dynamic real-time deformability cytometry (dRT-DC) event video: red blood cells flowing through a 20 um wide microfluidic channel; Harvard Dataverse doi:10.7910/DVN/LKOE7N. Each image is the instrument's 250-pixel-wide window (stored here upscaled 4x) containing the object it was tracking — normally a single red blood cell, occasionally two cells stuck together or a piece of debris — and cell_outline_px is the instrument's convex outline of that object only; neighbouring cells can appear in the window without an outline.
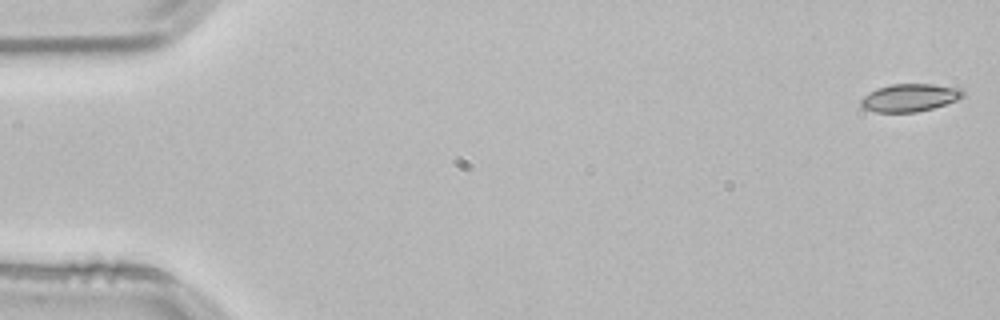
{"species": "common noctule bat (a hibernating species)", "species_latin": "Nyctalus noctula", "temperature_condition": "room temperature", "stored_images_in_passage": 53, "camera_frame_rate_fps": 3000, "um_per_image_px": 0.085, "animal": {"sex": "male", "body_mass_g": 21.5, "forearm_length_mm": 52.0}, "frame": {"image": 1, "passage_image": 1, "time_ms": 0.0, "image_size_px": [1000, 320], "cell_outline_px": [[964, 96], [956, 100], [932, 108], [916, 112], [876, 112], [864, 108], [860, 104], [860, 100], [868, 92], [876, 88], [892, 84], [932, 84], [964, 88]], "centroid_in_image_um": [77.33, 8.29], "position_along_channel_um": 7.7, "area_um2": 16.53}}
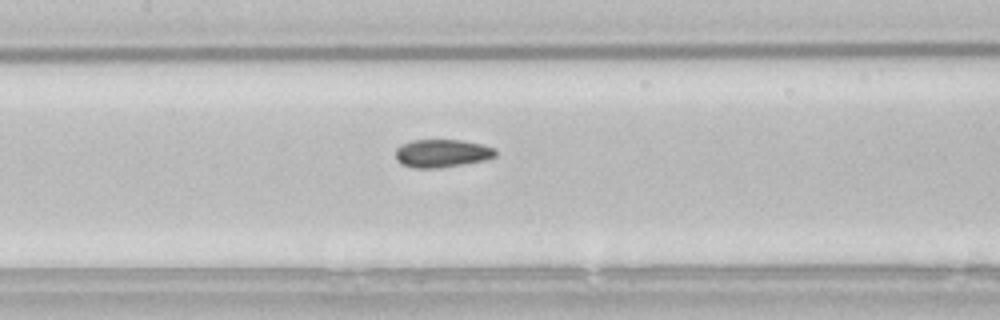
{"frame": {"image": 2, "passage_image": 25, "time_ms": 8.0, "image_size_px": [1000, 320], "cell_outline_px": [[496, 156], [484, 160], [464, 164], [440, 168], [412, 168], [400, 164], [396, 160], [396, 148], [412, 140], [464, 140], [480, 144], [492, 148], [496, 152]], "centroid_in_image_um": [37.53, 13.04], "position_along_channel_um": 169.9, "area_um2": 16.3}}
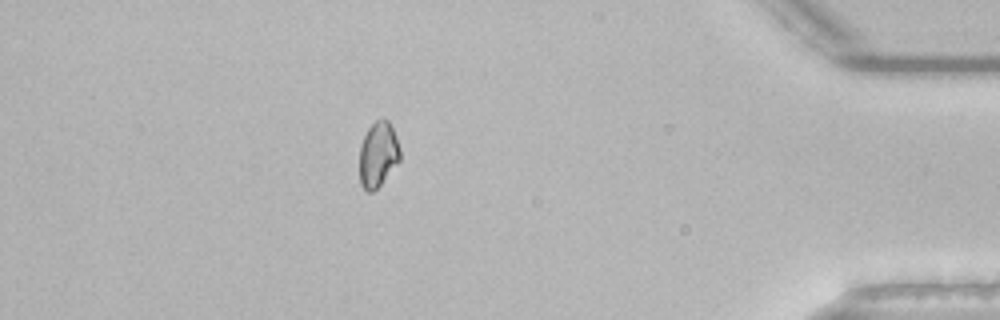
{"frame": {"image": 3, "passage_image": 47, "time_ms": 15.333, "image_size_px": [1000, 320], "cell_outline_px": [[400, 160], [380, 184], [372, 192], [368, 192], [360, 184], [360, 144], [368, 128], [376, 120], [388, 120], [392, 128], [400, 148]], "centroid_in_image_um": [32.13, 13.13], "position_along_channel_um": 403.1, "area_um2": 15.14}, "authors_computed_cell_mechanics": {"area_um2": 16.184, "velocity_mm_per_s": 3.8097, "shape_relaxation_time_tau1_ms": null, "shape_relaxation_time_tau2_ms": 3.9595, "deformation_change_tau1": null, "deformation_change_tau2": 0.0801}}